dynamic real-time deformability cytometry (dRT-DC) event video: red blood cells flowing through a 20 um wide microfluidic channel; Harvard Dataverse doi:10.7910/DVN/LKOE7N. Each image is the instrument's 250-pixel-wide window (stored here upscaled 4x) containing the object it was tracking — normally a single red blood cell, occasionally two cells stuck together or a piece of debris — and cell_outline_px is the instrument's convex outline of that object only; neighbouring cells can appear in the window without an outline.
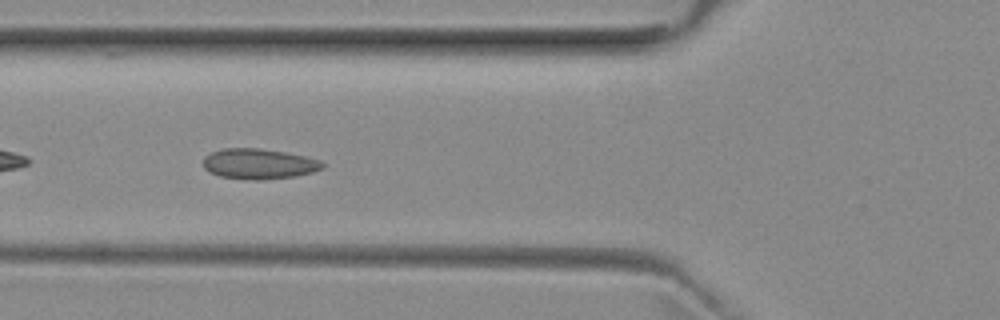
{"species": "common noctule bat (a hibernating species)", "species_latin": "Nyctalus noctula", "temperature_condition": "room temperature", "stored_images_in_passage": 38, "camera_frame_rate_fps": 3000, "um_per_image_px": 0.085, "animal": {"sex": "female", "body_mass_g": 29.2, "forearm_length_mm": 56.3}, "frame": {"image": 1, "passage_image": 5, "time_ms": 1.333, "image_size_px": [1000, 320], "cell_outline_px": [[324, 168], [312, 172], [296, 176], [260, 180], [252, 180], [220, 176], [208, 172], [204, 168], [204, 156], [212, 152], [224, 148], [260, 148], [308, 156], [320, 160], [324, 164]], "centroid_in_image_um": [22.02, 13.92], "position_along_channel_um": 103.8, "area_um2": 21.21}}
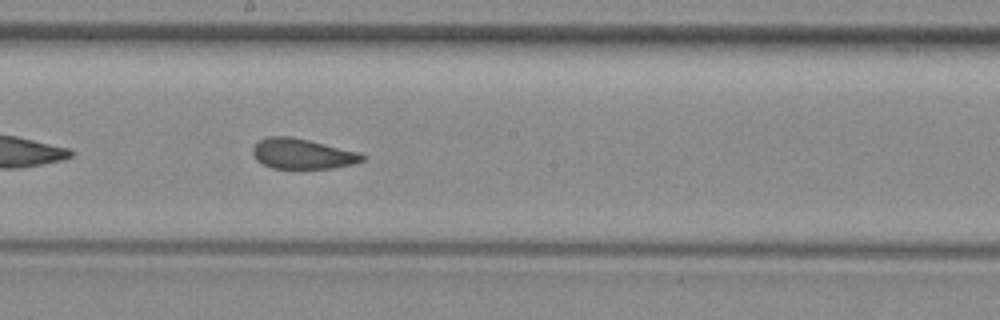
{"frame": {"image": 2, "passage_image": 14, "time_ms": 4.333, "image_size_px": [1000, 320], "cell_outline_px": [[368, 156], [364, 160], [352, 164], [332, 168], [272, 168], [256, 160], [252, 152], [252, 148], [260, 140], [268, 136], [292, 136], [360, 152]], "centroid_in_image_um": [25.72, 13.06], "position_along_channel_um": 222.5, "area_um2": 19.36}}
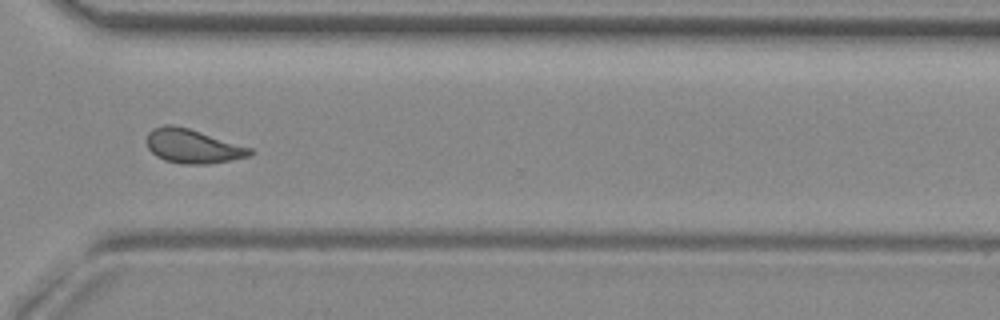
{"frame": {"image": 3, "passage_image": 24, "time_ms": 7.667, "image_size_px": [1000, 320], "cell_outline_px": [[256, 152], [248, 156], [208, 164], [180, 164], [164, 160], [156, 156], [148, 148], [148, 132], [152, 128], [164, 124], [172, 124], [188, 128], [252, 148]], "centroid_in_image_um": [16.37, 12.42], "position_along_channel_um": 354.2, "area_um2": 20.4}, "authors_computed_cell_mechanics": {"area_um2": 20.1144, "velocity_mm_per_s": 3.9545, "shape_relaxation_time_tau1_ms": null, "shape_relaxation_time_tau2_ms": 1.4645, "deformation_change_tau1": null, "deformation_change_tau2": 0.0695}}